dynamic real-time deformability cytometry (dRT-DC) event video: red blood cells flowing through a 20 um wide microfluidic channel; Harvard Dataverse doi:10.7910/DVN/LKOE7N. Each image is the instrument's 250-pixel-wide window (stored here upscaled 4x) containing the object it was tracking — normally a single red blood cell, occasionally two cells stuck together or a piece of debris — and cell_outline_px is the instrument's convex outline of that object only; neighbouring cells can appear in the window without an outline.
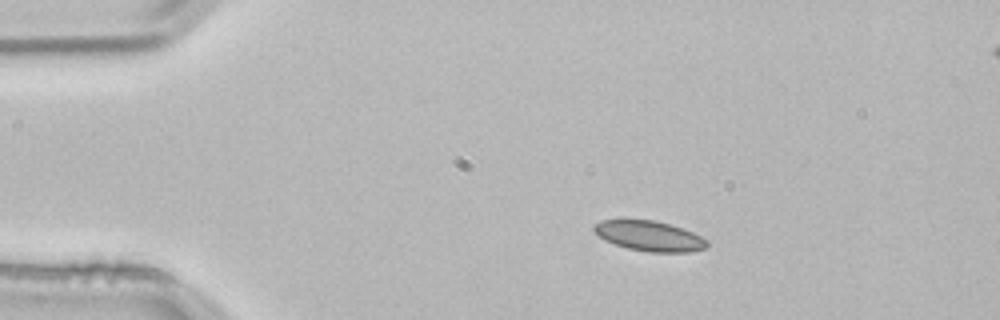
{"species": "common noctule bat (a hibernating species)", "species_latin": "Nyctalus noctula", "temperature_condition": "room temperature", "stored_images_in_passage": 3, "camera_frame_rate_fps": 3000, "um_per_image_px": 0.085, "animal": {"sex": "male", "body_mass_g": 21.5, "forearm_length_mm": 52.0}, "frame": {"image": 1, "passage_image": 1, "time_ms": 0.0, "image_size_px": [1000, 320], "cell_outline_px": [[708, 248], [688, 252], [652, 252], [628, 248], [604, 240], [592, 228], [592, 224], [600, 220], [652, 220], [668, 224], [692, 232], [708, 240]], "centroid_in_image_um": [55.2, 20.06], "position_along_channel_um": 29.8, "area_um2": 19.65}}